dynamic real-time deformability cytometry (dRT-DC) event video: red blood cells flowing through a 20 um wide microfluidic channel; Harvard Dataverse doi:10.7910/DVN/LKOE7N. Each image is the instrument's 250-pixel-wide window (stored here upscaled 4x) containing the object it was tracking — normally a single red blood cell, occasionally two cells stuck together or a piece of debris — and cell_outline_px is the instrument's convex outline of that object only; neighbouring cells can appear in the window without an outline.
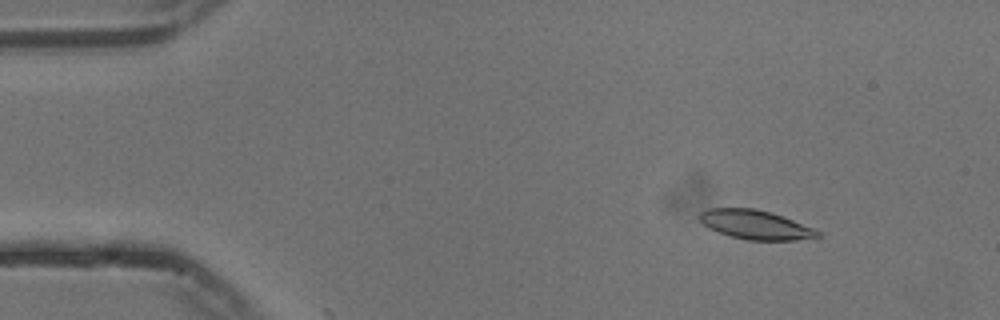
{"species": "common noctule bat (a hibernating species)", "species_latin": "Nyctalus noctula", "temperature_condition": "cold", "stored_images_in_passage": 8, "camera_frame_rate_fps": 3000, "um_per_image_px": 0.085, "animal": {"sex": "male", "body_mass_g": 13.3}, "frame": {"image": 1, "passage_image": 7, "time_ms": 2.0, "image_size_px": [1000, 320], "cell_outline_px": [[824, 236], [796, 240], [748, 240], [732, 236], [708, 228], [700, 220], [700, 212], [708, 208], [756, 208], [772, 212], [784, 216], [812, 228], [820, 232]], "centroid_in_image_um": [64.24, 19.09], "position_along_channel_um": 20.8, "area_um2": 20.0}}